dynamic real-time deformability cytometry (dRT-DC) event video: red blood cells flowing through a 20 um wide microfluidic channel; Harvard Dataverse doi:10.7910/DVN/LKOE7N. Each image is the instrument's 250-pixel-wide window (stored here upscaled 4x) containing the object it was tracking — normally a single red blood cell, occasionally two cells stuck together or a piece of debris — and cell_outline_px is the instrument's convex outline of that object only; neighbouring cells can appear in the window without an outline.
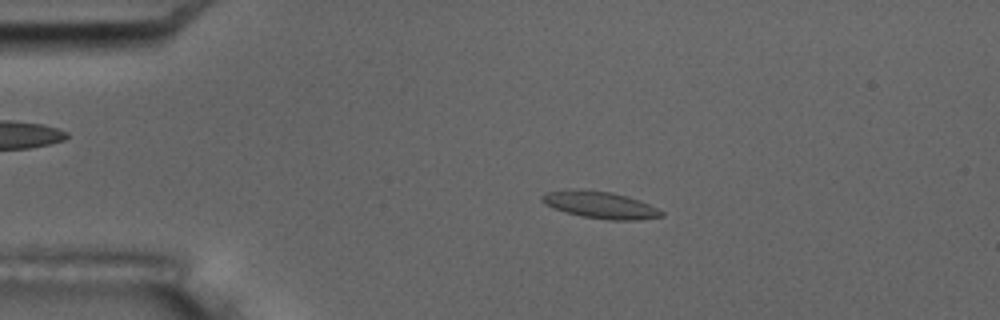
{"species": "common noctule bat (a hibernating species)", "species_latin": "Nyctalus noctula", "temperature_condition": "room temperature", "stored_images_in_passage": 4, "camera_frame_rate_fps": 3000, "um_per_image_px": 0.085, "animal": {"sex": "male", "body_mass_g": 17.5, "forearm_length_mm": 52.3}, "frame": {"image": 1, "passage_image": 3, "time_ms": 2.667, "image_size_px": [1000, 320], "cell_outline_px": [[664, 216], [636, 220], [608, 220], [584, 216], [564, 212], [544, 204], [540, 200], [540, 196], [544, 192], [564, 188], [576, 188], [612, 192], [628, 196], [640, 200], [664, 212]], "centroid_in_image_um": [50.94, 17.39], "position_along_channel_um": 34.1, "area_um2": 19.13}}